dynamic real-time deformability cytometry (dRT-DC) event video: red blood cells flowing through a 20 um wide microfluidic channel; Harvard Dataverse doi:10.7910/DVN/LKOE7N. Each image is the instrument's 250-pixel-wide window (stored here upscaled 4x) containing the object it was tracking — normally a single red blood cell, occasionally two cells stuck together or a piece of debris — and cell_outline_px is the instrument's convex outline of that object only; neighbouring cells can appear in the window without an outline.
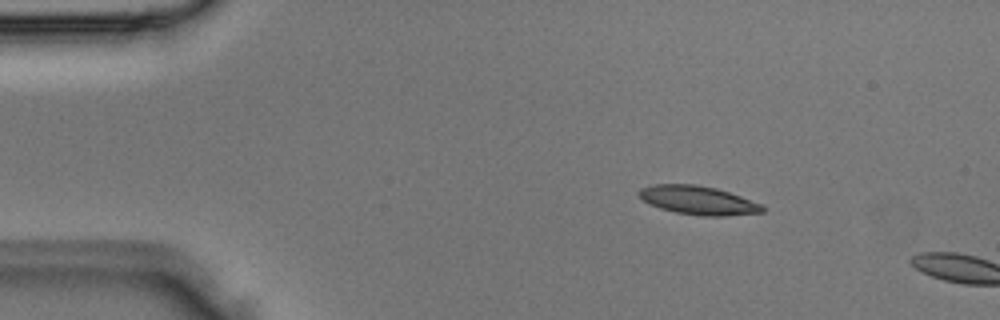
{"species": "Egyptian fruit bat (a non-hibernating species)", "species_latin": "Rousettus aegyptiacus", "temperature_condition": "room temperature", "stored_images_in_passage": 3, "camera_frame_rate_fps": 3000, "um_per_image_px": 0.085, "animal": {"sex": "male"}, "frame": {"image": 1, "passage_image": 1, "time_ms": 0.0, "image_size_px": [1000, 320], "cell_outline_px": [[764, 212], [728, 216], [700, 216], [676, 212], [660, 208], [644, 200], [636, 192], [640, 188], [652, 184], [696, 184], [716, 188], [740, 196], [760, 204], [764, 208]], "centroid_in_image_um": [59.33, 17.02], "position_along_channel_um": 25.7, "area_um2": 20.52}}